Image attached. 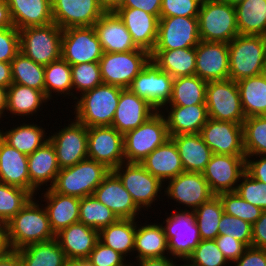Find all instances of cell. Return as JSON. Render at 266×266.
<instances>
[{
    "instance_id": "cell-21",
    "label": "cell",
    "mask_w": 266,
    "mask_h": 266,
    "mask_svg": "<svg viewBox=\"0 0 266 266\" xmlns=\"http://www.w3.org/2000/svg\"><path fill=\"white\" fill-rule=\"evenodd\" d=\"M93 196L119 219H139V215L144 217L143 211L135 204L120 179L112 171L95 189Z\"/></svg>"
},
{
    "instance_id": "cell-4",
    "label": "cell",
    "mask_w": 266,
    "mask_h": 266,
    "mask_svg": "<svg viewBox=\"0 0 266 266\" xmlns=\"http://www.w3.org/2000/svg\"><path fill=\"white\" fill-rule=\"evenodd\" d=\"M110 171L104 164L86 158L74 166L62 168L51 189L78 198L93 195Z\"/></svg>"
},
{
    "instance_id": "cell-36",
    "label": "cell",
    "mask_w": 266,
    "mask_h": 266,
    "mask_svg": "<svg viewBox=\"0 0 266 266\" xmlns=\"http://www.w3.org/2000/svg\"><path fill=\"white\" fill-rule=\"evenodd\" d=\"M170 138L175 142L184 171L202 173L213 153L200 133L179 134Z\"/></svg>"
},
{
    "instance_id": "cell-38",
    "label": "cell",
    "mask_w": 266,
    "mask_h": 266,
    "mask_svg": "<svg viewBox=\"0 0 266 266\" xmlns=\"http://www.w3.org/2000/svg\"><path fill=\"white\" fill-rule=\"evenodd\" d=\"M136 228L137 219H119L99 231V240L125 258H129L134 253Z\"/></svg>"
},
{
    "instance_id": "cell-19",
    "label": "cell",
    "mask_w": 266,
    "mask_h": 266,
    "mask_svg": "<svg viewBox=\"0 0 266 266\" xmlns=\"http://www.w3.org/2000/svg\"><path fill=\"white\" fill-rule=\"evenodd\" d=\"M200 135L214 154L245 156L242 124L209 118Z\"/></svg>"
},
{
    "instance_id": "cell-22",
    "label": "cell",
    "mask_w": 266,
    "mask_h": 266,
    "mask_svg": "<svg viewBox=\"0 0 266 266\" xmlns=\"http://www.w3.org/2000/svg\"><path fill=\"white\" fill-rule=\"evenodd\" d=\"M195 63V75L206 82L229 79L228 43L200 41Z\"/></svg>"
},
{
    "instance_id": "cell-67",
    "label": "cell",
    "mask_w": 266,
    "mask_h": 266,
    "mask_svg": "<svg viewBox=\"0 0 266 266\" xmlns=\"http://www.w3.org/2000/svg\"><path fill=\"white\" fill-rule=\"evenodd\" d=\"M7 92L8 88L0 86V124L1 119L6 115V107H7Z\"/></svg>"
},
{
    "instance_id": "cell-26",
    "label": "cell",
    "mask_w": 266,
    "mask_h": 266,
    "mask_svg": "<svg viewBox=\"0 0 266 266\" xmlns=\"http://www.w3.org/2000/svg\"><path fill=\"white\" fill-rule=\"evenodd\" d=\"M46 189V190H45ZM38 193V200L43 204L49 219L50 227L54 234L60 230L79 222L80 200L75 196L63 195L45 188ZM40 195V196H39ZM41 197V198H40ZM43 199V200H42Z\"/></svg>"
},
{
    "instance_id": "cell-18",
    "label": "cell",
    "mask_w": 266,
    "mask_h": 266,
    "mask_svg": "<svg viewBox=\"0 0 266 266\" xmlns=\"http://www.w3.org/2000/svg\"><path fill=\"white\" fill-rule=\"evenodd\" d=\"M245 157L212 154L202 173L214 195L235 192L245 173Z\"/></svg>"
},
{
    "instance_id": "cell-10",
    "label": "cell",
    "mask_w": 266,
    "mask_h": 266,
    "mask_svg": "<svg viewBox=\"0 0 266 266\" xmlns=\"http://www.w3.org/2000/svg\"><path fill=\"white\" fill-rule=\"evenodd\" d=\"M150 60V53L141 48L129 52H103L99 61L102 81L123 89L129 88Z\"/></svg>"
},
{
    "instance_id": "cell-44",
    "label": "cell",
    "mask_w": 266,
    "mask_h": 266,
    "mask_svg": "<svg viewBox=\"0 0 266 266\" xmlns=\"http://www.w3.org/2000/svg\"><path fill=\"white\" fill-rule=\"evenodd\" d=\"M223 213V206L217 195L193 211L201 240H215L219 236V223Z\"/></svg>"
},
{
    "instance_id": "cell-13",
    "label": "cell",
    "mask_w": 266,
    "mask_h": 266,
    "mask_svg": "<svg viewBox=\"0 0 266 266\" xmlns=\"http://www.w3.org/2000/svg\"><path fill=\"white\" fill-rule=\"evenodd\" d=\"M166 183L163 195L168 197V203L169 199H172L176 203L175 206H184V211H194L214 196L203 173L200 172L184 171Z\"/></svg>"
},
{
    "instance_id": "cell-15",
    "label": "cell",
    "mask_w": 266,
    "mask_h": 266,
    "mask_svg": "<svg viewBox=\"0 0 266 266\" xmlns=\"http://www.w3.org/2000/svg\"><path fill=\"white\" fill-rule=\"evenodd\" d=\"M87 156L112 171L125 162L124 135L112 126L88 127Z\"/></svg>"
},
{
    "instance_id": "cell-3",
    "label": "cell",
    "mask_w": 266,
    "mask_h": 266,
    "mask_svg": "<svg viewBox=\"0 0 266 266\" xmlns=\"http://www.w3.org/2000/svg\"><path fill=\"white\" fill-rule=\"evenodd\" d=\"M228 48L231 80L238 82L266 72L265 36L238 34Z\"/></svg>"
},
{
    "instance_id": "cell-12",
    "label": "cell",
    "mask_w": 266,
    "mask_h": 266,
    "mask_svg": "<svg viewBox=\"0 0 266 266\" xmlns=\"http://www.w3.org/2000/svg\"><path fill=\"white\" fill-rule=\"evenodd\" d=\"M63 124L64 127L56 132L48 134L50 142L56 152L60 169L74 166L78 162L88 158L87 156V139L88 127L77 121L75 118L70 119ZM70 122V123H69Z\"/></svg>"
},
{
    "instance_id": "cell-63",
    "label": "cell",
    "mask_w": 266,
    "mask_h": 266,
    "mask_svg": "<svg viewBox=\"0 0 266 266\" xmlns=\"http://www.w3.org/2000/svg\"><path fill=\"white\" fill-rule=\"evenodd\" d=\"M0 266H23V263L17 251L9 250L0 257Z\"/></svg>"
},
{
    "instance_id": "cell-5",
    "label": "cell",
    "mask_w": 266,
    "mask_h": 266,
    "mask_svg": "<svg viewBox=\"0 0 266 266\" xmlns=\"http://www.w3.org/2000/svg\"><path fill=\"white\" fill-rule=\"evenodd\" d=\"M201 41L229 43L238 34L235 6L222 0H202L198 13Z\"/></svg>"
},
{
    "instance_id": "cell-61",
    "label": "cell",
    "mask_w": 266,
    "mask_h": 266,
    "mask_svg": "<svg viewBox=\"0 0 266 266\" xmlns=\"http://www.w3.org/2000/svg\"><path fill=\"white\" fill-rule=\"evenodd\" d=\"M252 246L266 249V210L252 225Z\"/></svg>"
},
{
    "instance_id": "cell-66",
    "label": "cell",
    "mask_w": 266,
    "mask_h": 266,
    "mask_svg": "<svg viewBox=\"0 0 266 266\" xmlns=\"http://www.w3.org/2000/svg\"><path fill=\"white\" fill-rule=\"evenodd\" d=\"M10 250L7 242L6 224L0 222V257Z\"/></svg>"
},
{
    "instance_id": "cell-60",
    "label": "cell",
    "mask_w": 266,
    "mask_h": 266,
    "mask_svg": "<svg viewBox=\"0 0 266 266\" xmlns=\"http://www.w3.org/2000/svg\"><path fill=\"white\" fill-rule=\"evenodd\" d=\"M162 0H122L117 8H136L160 19Z\"/></svg>"
},
{
    "instance_id": "cell-50",
    "label": "cell",
    "mask_w": 266,
    "mask_h": 266,
    "mask_svg": "<svg viewBox=\"0 0 266 266\" xmlns=\"http://www.w3.org/2000/svg\"><path fill=\"white\" fill-rule=\"evenodd\" d=\"M222 203L224 213L242 219L253 225L261 216L263 210L254 206L235 192L221 193L217 195Z\"/></svg>"
},
{
    "instance_id": "cell-30",
    "label": "cell",
    "mask_w": 266,
    "mask_h": 266,
    "mask_svg": "<svg viewBox=\"0 0 266 266\" xmlns=\"http://www.w3.org/2000/svg\"><path fill=\"white\" fill-rule=\"evenodd\" d=\"M49 101L50 100L40 90L12 83L8 87L7 92V115H5V119L16 118V116H20L17 117L18 119L16 120L20 121L21 118L24 120L26 118L27 121L32 120L33 115H36L35 117H37L38 112L42 111L46 105L50 106L48 103ZM10 115L12 117H10Z\"/></svg>"
},
{
    "instance_id": "cell-35",
    "label": "cell",
    "mask_w": 266,
    "mask_h": 266,
    "mask_svg": "<svg viewBox=\"0 0 266 266\" xmlns=\"http://www.w3.org/2000/svg\"><path fill=\"white\" fill-rule=\"evenodd\" d=\"M21 122L23 123L13 122L9 129L2 127L5 128V131L0 127V137L11 147L28 156L49 140V136H47L49 131L46 133L47 129L43 128L41 123H39L40 126L32 121L26 123V120L21 119Z\"/></svg>"
},
{
    "instance_id": "cell-59",
    "label": "cell",
    "mask_w": 266,
    "mask_h": 266,
    "mask_svg": "<svg viewBox=\"0 0 266 266\" xmlns=\"http://www.w3.org/2000/svg\"><path fill=\"white\" fill-rule=\"evenodd\" d=\"M233 264L235 266H266V249L248 246Z\"/></svg>"
},
{
    "instance_id": "cell-37",
    "label": "cell",
    "mask_w": 266,
    "mask_h": 266,
    "mask_svg": "<svg viewBox=\"0 0 266 266\" xmlns=\"http://www.w3.org/2000/svg\"><path fill=\"white\" fill-rule=\"evenodd\" d=\"M151 60L171 77L195 75L196 47L153 50Z\"/></svg>"
},
{
    "instance_id": "cell-27",
    "label": "cell",
    "mask_w": 266,
    "mask_h": 266,
    "mask_svg": "<svg viewBox=\"0 0 266 266\" xmlns=\"http://www.w3.org/2000/svg\"><path fill=\"white\" fill-rule=\"evenodd\" d=\"M103 52H129L139 49L123 21L114 11H106L93 25Z\"/></svg>"
},
{
    "instance_id": "cell-32",
    "label": "cell",
    "mask_w": 266,
    "mask_h": 266,
    "mask_svg": "<svg viewBox=\"0 0 266 266\" xmlns=\"http://www.w3.org/2000/svg\"><path fill=\"white\" fill-rule=\"evenodd\" d=\"M140 164L163 184L184 172L177 147L171 138L153 150Z\"/></svg>"
},
{
    "instance_id": "cell-41",
    "label": "cell",
    "mask_w": 266,
    "mask_h": 266,
    "mask_svg": "<svg viewBox=\"0 0 266 266\" xmlns=\"http://www.w3.org/2000/svg\"><path fill=\"white\" fill-rule=\"evenodd\" d=\"M235 10L239 34L266 36V0H244Z\"/></svg>"
},
{
    "instance_id": "cell-53",
    "label": "cell",
    "mask_w": 266,
    "mask_h": 266,
    "mask_svg": "<svg viewBox=\"0 0 266 266\" xmlns=\"http://www.w3.org/2000/svg\"><path fill=\"white\" fill-rule=\"evenodd\" d=\"M130 259L133 258L130 257L126 260L119 252L99 240L83 264L85 266H131Z\"/></svg>"
},
{
    "instance_id": "cell-56",
    "label": "cell",
    "mask_w": 266,
    "mask_h": 266,
    "mask_svg": "<svg viewBox=\"0 0 266 266\" xmlns=\"http://www.w3.org/2000/svg\"><path fill=\"white\" fill-rule=\"evenodd\" d=\"M19 52V30L14 26L0 29V62L11 63Z\"/></svg>"
},
{
    "instance_id": "cell-52",
    "label": "cell",
    "mask_w": 266,
    "mask_h": 266,
    "mask_svg": "<svg viewBox=\"0 0 266 266\" xmlns=\"http://www.w3.org/2000/svg\"><path fill=\"white\" fill-rule=\"evenodd\" d=\"M241 182V183H240ZM237 184L235 193L248 203L266 210V184L253 179L246 172Z\"/></svg>"
},
{
    "instance_id": "cell-11",
    "label": "cell",
    "mask_w": 266,
    "mask_h": 266,
    "mask_svg": "<svg viewBox=\"0 0 266 266\" xmlns=\"http://www.w3.org/2000/svg\"><path fill=\"white\" fill-rule=\"evenodd\" d=\"M206 106L208 117L214 120L243 125L246 118L242 109L237 82L230 78L207 83Z\"/></svg>"
},
{
    "instance_id": "cell-40",
    "label": "cell",
    "mask_w": 266,
    "mask_h": 266,
    "mask_svg": "<svg viewBox=\"0 0 266 266\" xmlns=\"http://www.w3.org/2000/svg\"><path fill=\"white\" fill-rule=\"evenodd\" d=\"M245 117L266 115V72L237 82Z\"/></svg>"
},
{
    "instance_id": "cell-70",
    "label": "cell",
    "mask_w": 266,
    "mask_h": 266,
    "mask_svg": "<svg viewBox=\"0 0 266 266\" xmlns=\"http://www.w3.org/2000/svg\"><path fill=\"white\" fill-rule=\"evenodd\" d=\"M67 266H85L83 263H69Z\"/></svg>"
},
{
    "instance_id": "cell-29",
    "label": "cell",
    "mask_w": 266,
    "mask_h": 266,
    "mask_svg": "<svg viewBox=\"0 0 266 266\" xmlns=\"http://www.w3.org/2000/svg\"><path fill=\"white\" fill-rule=\"evenodd\" d=\"M160 112L164 114L169 137L179 134L200 133L209 119L206 104L166 105Z\"/></svg>"
},
{
    "instance_id": "cell-57",
    "label": "cell",
    "mask_w": 266,
    "mask_h": 266,
    "mask_svg": "<svg viewBox=\"0 0 266 266\" xmlns=\"http://www.w3.org/2000/svg\"><path fill=\"white\" fill-rule=\"evenodd\" d=\"M219 250L229 263H234L246 250L247 246L233 237L220 235L215 239Z\"/></svg>"
},
{
    "instance_id": "cell-43",
    "label": "cell",
    "mask_w": 266,
    "mask_h": 266,
    "mask_svg": "<svg viewBox=\"0 0 266 266\" xmlns=\"http://www.w3.org/2000/svg\"><path fill=\"white\" fill-rule=\"evenodd\" d=\"M207 83L197 75L174 78L172 95L168 105L190 106L206 104Z\"/></svg>"
},
{
    "instance_id": "cell-6",
    "label": "cell",
    "mask_w": 266,
    "mask_h": 266,
    "mask_svg": "<svg viewBox=\"0 0 266 266\" xmlns=\"http://www.w3.org/2000/svg\"><path fill=\"white\" fill-rule=\"evenodd\" d=\"M112 172L120 179L135 204L146 214L155 201L163 199L164 184L150 174L140 163L124 162ZM163 190V191H162ZM161 198H160V195ZM154 202V203H153Z\"/></svg>"
},
{
    "instance_id": "cell-58",
    "label": "cell",
    "mask_w": 266,
    "mask_h": 266,
    "mask_svg": "<svg viewBox=\"0 0 266 266\" xmlns=\"http://www.w3.org/2000/svg\"><path fill=\"white\" fill-rule=\"evenodd\" d=\"M245 172L253 179L266 184V155L246 156Z\"/></svg>"
},
{
    "instance_id": "cell-68",
    "label": "cell",
    "mask_w": 266,
    "mask_h": 266,
    "mask_svg": "<svg viewBox=\"0 0 266 266\" xmlns=\"http://www.w3.org/2000/svg\"><path fill=\"white\" fill-rule=\"evenodd\" d=\"M122 0H98L99 4L105 9V11H114Z\"/></svg>"
},
{
    "instance_id": "cell-34",
    "label": "cell",
    "mask_w": 266,
    "mask_h": 266,
    "mask_svg": "<svg viewBox=\"0 0 266 266\" xmlns=\"http://www.w3.org/2000/svg\"><path fill=\"white\" fill-rule=\"evenodd\" d=\"M7 4L18 30L53 23L51 0H7Z\"/></svg>"
},
{
    "instance_id": "cell-1",
    "label": "cell",
    "mask_w": 266,
    "mask_h": 266,
    "mask_svg": "<svg viewBox=\"0 0 266 266\" xmlns=\"http://www.w3.org/2000/svg\"><path fill=\"white\" fill-rule=\"evenodd\" d=\"M36 197L31 200L7 224V242L10 250L17 251L28 245L55 239L43 203Z\"/></svg>"
},
{
    "instance_id": "cell-20",
    "label": "cell",
    "mask_w": 266,
    "mask_h": 266,
    "mask_svg": "<svg viewBox=\"0 0 266 266\" xmlns=\"http://www.w3.org/2000/svg\"><path fill=\"white\" fill-rule=\"evenodd\" d=\"M53 22L61 29L89 27L106 12L98 0H51Z\"/></svg>"
},
{
    "instance_id": "cell-51",
    "label": "cell",
    "mask_w": 266,
    "mask_h": 266,
    "mask_svg": "<svg viewBox=\"0 0 266 266\" xmlns=\"http://www.w3.org/2000/svg\"><path fill=\"white\" fill-rule=\"evenodd\" d=\"M215 240H201L184 266H230Z\"/></svg>"
},
{
    "instance_id": "cell-65",
    "label": "cell",
    "mask_w": 266,
    "mask_h": 266,
    "mask_svg": "<svg viewBox=\"0 0 266 266\" xmlns=\"http://www.w3.org/2000/svg\"><path fill=\"white\" fill-rule=\"evenodd\" d=\"M12 84L11 63L0 62V86L8 88Z\"/></svg>"
},
{
    "instance_id": "cell-8",
    "label": "cell",
    "mask_w": 266,
    "mask_h": 266,
    "mask_svg": "<svg viewBox=\"0 0 266 266\" xmlns=\"http://www.w3.org/2000/svg\"><path fill=\"white\" fill-rule=\"evenodd\" d=\"M168 138L164 114L157 111L147 121L124 135L125 162L140 163Z\"/></svg>"
},
{
    "instance_id": "cell-39",
    "label": "cell",
    "mask_w": 266,
    "mask_h": 266,
    "mask_svg": "<svg viewBox=\"0 0 266 266\" xmlns=\"http://www.w3.org/2000/svg\"><path fill=\"white\" fill-rule=\"evenodd\" d=\"M23 266H67L70 262L56 239L17 250Z\"/></svg>"
},
{
    "instance_id": "cell-55",
    "label": "cell",
    "mask_w": 266,
    "mask_h": 266,
    "mask_svg": "<svg viewBox=\"0 0 266 266\" xmlns=\"http://www.w3.org/2000/svg\"><path fill=\"white\" fill-rule=\"evenodd\" d=\"M202 0H162L160 17H198Z\"/></svg>"
},
{
    "instance_id": "cell-49",
    "label": "cell",
    "mask_w": 266,
    "mask_h": 266,
    "mask_svg": "<svg viewBox=\"0 0 266 266\" xmlns=\"http://www.w3.org/2000/svg\"><path fill=\"white\" fill-rule=\"evenodd\" d=\"M73 100L103 83L99 62L71 65ZM76 93V94H74Z\"/></svg>"
},
{
    "instance_id": "cell-42",
    "label": "cell",
    "mask_w": 266,
    "mask_h": 266,
    "mask_svg": "<svg viewBox=\"0 0 266 266\" xmlns=\"http://www.w3.org/2000/svg\"><path fill=\"white\" fill-rule=\"evenodd\" d=\"M44 83L45 96L50 102L53 97L56 98L57 96L65 97L64 100L66 97L73 100L71 65L64 59L60 58L45 66Z\"/></svg>"
},
{
    "instance_id": "cell-14",
    "label": "cell",
    "mask_w": 266,
    "mask_h": 266,
    "mask_svg": "<svg viewBox=\"0 0 266 266\" xmlns=\"http://www.w3.org/2000/svg\"><path fill=\"white\" fill-rule=\"evenodd\" d=\"M103 50L93 26L63 29L61 58L70 65L99 62Z\"/></svg>"
},
{
    "instance_id": "cell-16",
    "label": "cell",
    "mask_w": 266,
    "mask_h": 266,
    "mask_svg": "<svg viewBox=\"0 0 266 266\" xmlns=\"http://www.w3.org/2000/svg\"><path fill=\"white\" fill-rule=\"evenodd\" d=\"M173 79L150 60L133 79L129 89L161 111L171 99Z\"/></svg>"
},
{
    "instance_id": "cell-24",
    "label": "cell",
    "mask_w": 266,
    "mask_h": 266,
    "mask_svg": "<svg viewBox=\"0 0 266 266\" xmlns=\"http://www.w3.org/2000/svg\"><path fill=\"white\" fill-rule=\"evenodd\" d=\"M55 239L70 263H83L99 241V231L77 222L60 230Z\"/></svg>"
},
{
    "instance_id": "cell-28",
    "label": "cell",
    "mask_w": 266,
    "mask_h": 266,
    "mask_svg": "<svg viewBox=\"0 0 266 266\" xmlns=\"http://www.w3.org/2000/svg\"><path fill=\"white\" fill-rule=\"evenodd\" d=\"M27 158L0 137V182L25 189L37 198L39 192L30 183Z\"/></svg>"
},
{
    "instance_id": "cell-7",
    "label": "cell",
    "mask_w": 266,
    "mask_h": 266,
    "mask_svg": "<svg viewBox=\"0 0 266 266\" xmlns=\"http://www.w3.org/2000/svg\"><path fill=\"white\" fill-rule=\"evenodd\" d=\"M63 29L54 22L19 30L20 52L37 64L46 66L61 58Z\"/></svg>"
},
{
    "instance_id": "cell-62",
    "label": "cell",
    "mask_w": 266,
    "mask_h": 266,
    "mask_svg": "<svg viewBox=\"0 0 266 266\" xmlns=\"http://www.w3.org/2000/svg\"><path fill=\"white\" fill-rule=\"evenodd\" d=\"M179 261L181 262L182 260L173 258L171 256L154 257V258H145L139 261H133L131 263V266L135 265L136 266H184V263H182V265L180 263L177 264V262Z\"/></svg>"
},
{
    "instance_id": "cell-31",
    "label": "cell",
    "mask_w": 266,
    "mask_h": 266,
    "mask_svg": "<svg viewBox=\"0 0 266 266\" xmlns=\"http://www.w3.org/2000/svg\"><path fill=\"white\" fill-rule=\"evenodd\" d=\"M27 159L31 185L38 192L41 189H45L44 186H48L47 189L51 188L61 169L58 164L55 149L50 140L28 155Z\"/></svg>"
},
{
    "instance_id": "cell-23",
    "label": "cell",
    "mask_w": 266,
    "mask_h": 266,
    "mask_svg": "<svg viewBox=\"0 0 266 266\" xmlns=\"http://www.w3.org/2000/svg\"><path fill=\"white\" fill-rule=\"evenodd\" d=\"M156 112L157 110L147 100L140 98L129 88H125L121 90L111 126L125 135L147 121Z\"/></svg>"
},
{
    "instance_id": "cell-64",
    "label": "cell",
    "mask_w": 266,
    "mask_h": 266,
    "mask_svg": "<svg viewBox=\"0 0 266 266\" xmlns=\"http://www.w3.org/2000/svg\"><path fill=\"white\" fill-rule=\"evenodd\" d=\"M13 27L7 0H0V29Z\"/></svg>"
},
{
    "instance_id": "cell-17",
    "label": "cell",
    "mask_w": 266,
    "mask_h": 266,
    "mask_svg": "<svg viewBox=\"0 0 266 266\" xmlns=\"http://www.w3.org/2000/svg\"><path fill=\"white\" fill-rule=\"evenodd\" d=\"M201 41L197 17H160L153 50L196 47Z\"/></svg>"
},
{
    "instance_id": "cell-47",
    "label": "cell",
    "mask_w": 266,
    "mask_h": 266,
    "mask_svg": "<svg viewBox=\"0 0 266 266\" xmlns=\"http://www.w3.org/2000/svg\"><path fill=\"white\" fill-rule=\"evenodd\" d=\"M243 138L245 156L266 155V115L246 117Z\"/></svg>"
},
{
    "instance_id": "cell-54",
    "label": "cell",
    "mask_w": 266,
    "mask_h": 266,
    "mask_svg": "<svg viewBox=\"0 0 266 266\" xmlns=\"http://www.w3.org/2000/svg\"><path fill=\"white\" fill-rule=\"evenodd\" d=\"M231 236L243 242L247 247L252 246V225L242 219L223 213L219 223V236Z\"/></svg>"
},
{
    "instance_id": "cell-9",
    "label": "cell",
    "mask_w": 266,
    "mask_h": 266,
    "mask_svg": "<svg viewBox=\"0 0 266 266\" xmlns=\"http://www.w3.org/2000/svg\"><path fill=\"white\" fill-rule=\"evenodd\" d=\"M176 209L179 211H170L160 224L168 240L169 256L185 262L201 239L193 211H184L181 205Z\"/></svg>"
},
{
    "instance_id": "cell-45",
    "label": "cell",
    "mask_w": 266,
    "mask_h": 266,
    "mask_svg": "<svg viewBox=\"0 0 266 266\" xmlns=\"http://www.w3.org/2000/svg\"><path fill=\"white\" fill-rule=\"evenodd\" d=\"M12 83L31 87L45 94V66L19 52L11 61Z\"/></svg>"
},
{
    "instance_id": "cell-48",
    "label": "cell",
    "mask_w": 266,
    "mask_h": 266,
    "mask_svg": "<svg viewBox=\"0 0 266 266\" xmlns=\"http://www.w3.org/2000/svg\"><path fill=\"white\" fill-rule=\"evenodd\" d=\"M32 197L25 189L0 182V222L7 224Z\"/></svg>"
},
{
    "instance_id": "cell-25",
    "label": "cell",
    "mask_w": 266,
    "mask_h": 266,
    "mask_svg": "<svg viewBox=\"0 0 266 266\" xmlns=\"http://www.w3.org/2000/svg\"><path fill=\"white\" fill-rule=\"evenodd\" d=\"M114 12L123 21L134 44L151 53L157 41L159 18L136 8H116Z\"/></svg>"
},
{
    "instance_id": "cell-2",
    "label": "cell",
    "mask_w": 266,
    "mask_h": 266,
    "mask_svg": "<svg viewBox=\"0 0 266 266\" xmlns=\"http://www.w3.org/2000/svg\"><path fill=\"white\" fill-rule=\"evenodd\" d=\"M122 89L102 83L82 93L72 102L71 115L86 127L111 126Z\"/></svg>"
},
{
    "instance_id": "cell-69",
    "label": "cell",
    "mask_w": 266,
    "mask_h": 266,
    "mask_svg": "<svg viewBox=\"0 0 266 266\" xmlns=\"http://www.w3.org/2000/svg\"><path fill=\"white\" fill-rule=\"evenodd\" d=\"M222 1H225L233 6H236L238 4H240L241 2H243L244 0H222Z\"/></svg>"
},
{
    "instance_id": "cell-33",
    "label": "cell",
    "mask_w": 266,
    "mask_h": 266,
    "mask_svg": "<svg viewBox=\"0 0 266 266\" xmlns=\"http://www.w3.org/2000/svg\"><path fill=\"white\" fill-rule=\"evenodd\" d=\"M137 220L135 233L133 260L139 261L145 258L169 256L168 240L162 225L157 222L149 223ZM148 222V223H147ZM135 254V257H134Z\"/></svg>"
},
{
    "instance_id": "cell-46",
    "label": "cell",
    "mask_w": 266,
    "mask_h": 266,
    "mask_svg": "<svg viewBox=\"0 0 266 266\" xmlns=\"http://www.w3.org/2000/svg\"><path fill=\"white\" fill-rule=\"evenodd\" d=\"M118 220L119 218L93 195L81 198L79 222L84 225L100 231Z\"/></svg>"
}]
</instances>
